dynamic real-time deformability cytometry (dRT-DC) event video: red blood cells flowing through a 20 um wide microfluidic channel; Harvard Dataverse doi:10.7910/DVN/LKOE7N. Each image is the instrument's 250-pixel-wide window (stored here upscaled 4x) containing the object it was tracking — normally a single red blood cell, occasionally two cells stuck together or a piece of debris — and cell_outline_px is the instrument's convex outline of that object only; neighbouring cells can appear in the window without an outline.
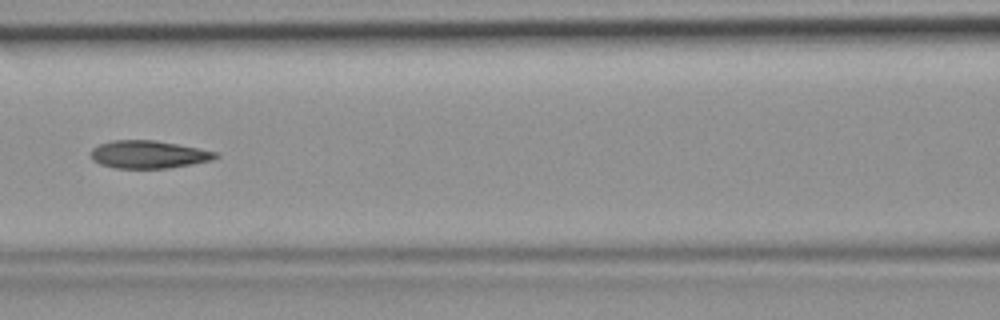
{"species": "common noctule bat (a hibernating species)", "species_latin": "Nyctalus noctula", "temperature_condition": "room temperature", "stored_images_in_passage": 44, "camera_frame_rate_fps": 3000, "um_per_image_px": 0.085, "animal": {"sex": "female", "body_mass_g": 19.9}, "frame": {"image": 1, "passage_image": 19, "time_ms": 6.0, "image_size_px": [1000, 320], "cell_outline_px": [[220, 156], [212, 160], [192, 164], [168, 168], [112, 168], [100, 164], [92, 160], [92, 148], [100, 144], [112, 140], [156, 140], [216, 152]], "centroid_in_image_um": [12.6, 13.13], "position_along_channel_um": 154.0, "area_um2": 20.06}}
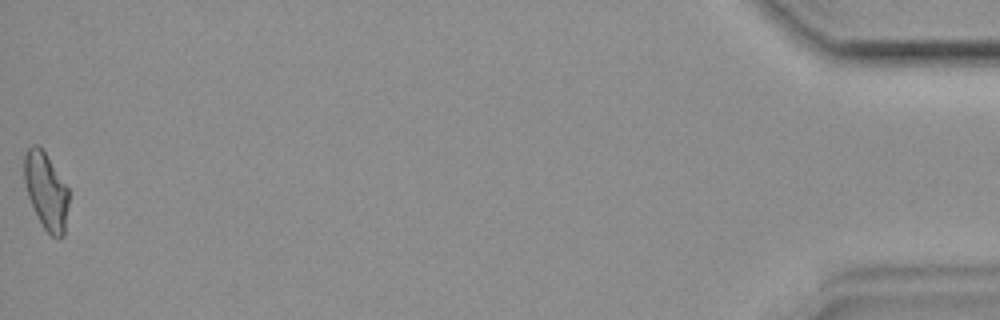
{"frame": {"image": 2, "passage_image": 44, "time_ms": 14.333, "image_size_px": [1000, 320], "cell_outline_px": [[68, 204], [64, 236], [52, 236], [44, 228], [28, 196], [24, 180], [24, 152], [32, 144], [36, 144], [44, 152], [68, 188]], "centroid_in_image_um": [3.9, 16.21], "position_along_channel_um": 431.3, "area_um2": 19.42}}